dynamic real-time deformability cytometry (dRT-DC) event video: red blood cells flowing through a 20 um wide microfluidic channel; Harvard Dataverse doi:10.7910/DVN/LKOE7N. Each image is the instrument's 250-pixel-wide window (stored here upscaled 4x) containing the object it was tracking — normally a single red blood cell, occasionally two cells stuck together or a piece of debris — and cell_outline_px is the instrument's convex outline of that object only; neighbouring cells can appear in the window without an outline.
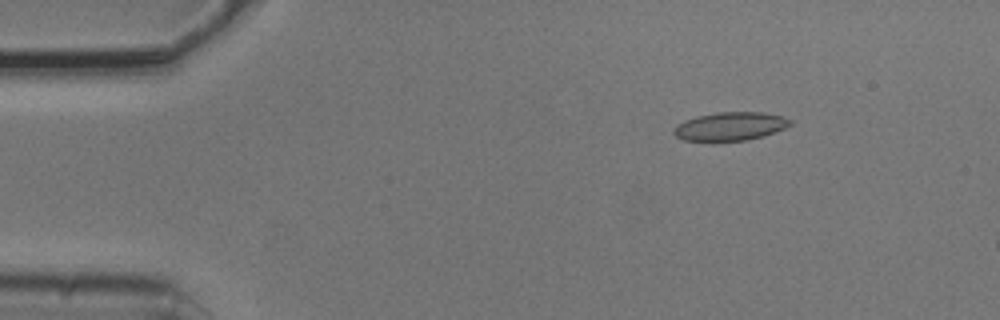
{"species": "common noctule bat (a hibernating species)", "species_latin": "Nyctalus noctula", "temperature_condition": "cold", "stored_images_in_passage": 5, "camera_frame_rate_fps": 3000, "um_per_image_px": 0.085, "animal": {"sex": "male", "body_mass_g": 20.5, "forearm_length_mm": 52.5}, "frame": {"image": 1, "passage_image": 3, "time_ms": 0.667, "image_size_px": [1000, 320], "cell_outline_px": [[792, 124], [784, 128], [764, 136], [748, 140], [712, 144], [684, 140], [676, 136], [672, 132], [672, 128], [676, 124], [684, 120], [696, 116], [716, 112], [764, 112], [780, 116], [792, 120]], "centroid_in_image_um": [61.98, 10.78], "position_along_channel_um": 23.0, "area_um2": 20.17}}